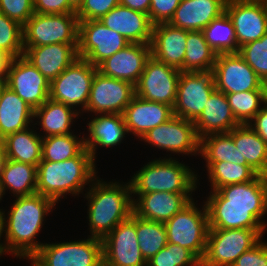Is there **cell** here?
I'll list each match as a JSON object with an SVG mask.
<instances>
[{"label":"cell","mask_w":267,"mask_h":266,"mask_svg":"<svg viewBox=\"0 0 267 266\" xmlns=\"http://www.w3.org/2000/svg\"><path fill=\"white\" fill-rule=\"evenodd\" d=\"M216 57L202 31H187L183 72L212 71Z\"/></svg>","instance_id":"cell-35"},{"label":"cell","mask_w":267,"mask_h":266,"mask_svg":"<svg viewBox=\"0 0 267 266\" xmlns=\"http://www.w3.org/2000/svg\"><path fill=\"white\" fill-rule=\"evenodd\" d=\"M95 171V160L86 148L62 162L41 161L37 165L36 192L58 203L67 193L83 192L84 186L96 178Z\"/></svg>","instance_id":"cell-3"},{"label":"cell","mask_w":267,"mask_h":266,"mask_svg":"<svg viewBox=\"0 0 267 266\" xmlns=\"http://www.w3.org/2000/svg\"><path fill=\"white\" fill-rule=\"evenodd\" d=\"M236 120L248 124L267 102V91H245L225 94ZM262 103V104H261Z\"/></svg>","instance_id":"cell-41"},{"label":"cell","mask_w":267,"mask_h":266,"mask_svg":"<svg viewBox=\"0 0 267 266\" xmlns=\"http://www.w3.org/2000/svg\"><path fill=\"white\" fill-rule=\"evenodd\" d=\"M69 0H34V13L67 14L76 13Z\"/></svg>","instance_id":"cell-49"},{"label":"cell","mask_w":267,"mask_h":266,"mask_svg":"<svg viewBox=\"0 0 267 266\" xmlns=\"http://www.w3.org/2000/svg\"><path fill=\"white\" fill-rule=\"evenodd\" d=\"M233 141L240 153V165H249L267 176V143L248 124L233 128Z\"/></svg>","instance_id":"cell-30"},{"label":"cell","mask_w":267,"mask_h":266,"mask_svg":"<svg viewBox=\"0 0 267 266\" xmlns=\"http://www.w3.org/2000/svg\"><path fill=\"white\" fill-rule=\"evenodd\" d=\"M202 32L216 54L239 52L235 29L226 12L213 19Z\"/></svg>","instance_id":"cell-37"},{"label":"cell","mask_w":267,"mask_h":266,"mask_svg":"<svg viewBox=\"0 0 267 266\" xmlns=\"http://www.w3.org/2000/svg\"><path fill=\"white\" fill-rule=\"evenodd\" d=\"M128 133L143 138L152 128L167 122L173 108L167 104L147 101L134 95L122 113Z\"/></svg>","instance_id":"cell-22"},{"label":"cell","mask_w":267,"mask_h":266,"mask_svg":"<svg viewBox=\"0 0 267 266\" xmlns=\"http://www.w3.org/2000/svg\"><path fill=\"white\" fill-rule=\"evenodd\" d=\"M103 266H147L136 233V215L119 223L102 239Z\"/></svg>","instance_id":"cell-13"},{"label":"cell","mask_w":267,"mask_h":266,"mask_svg":"<svg viewBox=\"0 0 267 266\" xmlns=\"http://www.w3.org/2000/svg\"><path fill=\"white\" fill-rule=\"evenodd\" d=\"M34 110L8 86L0 93V140L31 126ZM33 119V120H32Z\"/></svg>","instance_id":"cell-29"},{"label":"cell","mask_w":267,"mask_h":266,"mask_svg":"<svg viewBox=\"0 0 267 266\" xmlns=\"http://www.w3.org/2000/svg\"><path fill=\"white\" fill-rule=\"evenodd\" d=\"M89 137H84L85 148L95 160L97 146L112 147L121 143L128 134L122 114H98L87 123Z\"/></svg>","instance_id":"cell-28"},{"label":"cell","mask_w":267,"mask_h":266,"mask_svg":"<svg viewBox=\"0 0 267 266\" xmlns=\"http://www.w3.org/2000/svg\"><path fill=\"white\" fill-rule=\"evenodd\" d=\"M130 42L99 20L79 21L78 57L98 66Z\"/></svg>","instance_id":"cell-11"},{"label":"cell","mask_w":267,"mask_h":266,"mask_svg":"<svg viewBox=\"0 0 267 266\" xmlns=\"http://www.w3.org/2000/svg\"><path fill=\"white\" fill-rule=\"evenodd\" d=\"M263 3H264V6H265V9L267 11V0H263Z\"/></svg>","instance_id":"cell-60"},{"label":"cell","mask_w":267,"mask_h":266,"mask_svg":"<svg viewBox=\"0 0 267 266\" xmlns=\"http://www.w3.org/2000/svg\"><path fill=\"white\" fill-rule=\"evenodd\" d=\"M0 179L5 192L10 189L16 197L37 193V167L32 164L5 159Z\"/></svg>","instance_id":"cell-34"},{"label":"cell","mask_w":267,"mask_h":266,"mask_svg":"<svg viewBox=\"0 0 267 266\" xmlns=\"http://www.w3.org/2000/svg\"><path fill=\"white\" fill-rule=\"evenodd\" d=\"M226 0H181L172 26L186 31H202L213 19L225 12Z\"/></svg>","instance_id":"cell-26"},{"label":"cell","mask_w":267,"mask_h":266,"mask_svg":"<svg viewBox=\"0 0 267 266\" xmlns=\"http://www.w3.org/2000/svg\"><path fill=\"white\" fill-rule=\"evenodd\" d=\"M79 20L76 13H34L23 25V47L56 43L78 44Z\"/></svg>","instance_id":"cell-7"},{"label":"cell","mask_w":267,"mask_h":266,"mask_svg":"<svg viewBox=\"0 0 267 266\" xmlns=\"http://www.w3.org/2000/svg\"><path fill=\"white\" fill-rule=\"evenodd\" d=\"M22 258L31 260V265L32 266H45L43 263H41L35 256H22Z\"/></svg>","instance_id":"cell-55"},{"label":"cell","mask_w":267,"mask_h":266,"mask_svg":"<svg viewBox=\"0 0 267 266\" xmlns=\"http://www.w3.org/2000/svg\"><path fill=\"white\" fill-rule=\"evenodd\" d=\"M195 204L191 200L164 226L167 242L187 248L201 261L206 250L209 221L206 205L200 210Z\"/></svg>","instance_id":"cell-5"},{"label":"cell","mask_w":267,"mask_h":266,"mask_svg":"<svg viewBox=\"0 0 267 266\" xmlns=\"http://www.w3.org/2000/svg\"><path fill=\"white\" fill-rule=\"evenodd\" d=\"M3 195H5V190H4V187H3L1 179H0V200H2ZM1 210L2 209H0V211Z\"/></svg>","instance_id":"cell-58"},{"label":"cell","mask_w":267,"mask_h":266,"mask_svg":"<svg viewBox=\"0 0 267 266\" xmlns=\"http://www.w3.org/2000/svg\"><path fill=\"white\" fill-rule=\"evenodd\" d=\"M225 12L233 23L239 48L266 34L267 11L263 1L226 2Z\"/></svg>","instance_id":"cell-19"},{"label":"cell","mask_w":267,"mask_h":266,"mask_svg":"<svg viewBox=\"0 0 267 266\" xmlns=\"http://www.w3.org/2000/svg\"><path fill=\"white\" fill-rule=\"evenodd\" d=\"M5 155H4V147H3V142L2 140H0V175H1V170H2V166L3 163L5 161Z\"/></svg>","instance_id":"cell-54"},{"label":"cell","mask_w":267,"mask_h":266,"mask_svg":"<svg viewBox=\"0 0 267 266\" xmlns=\"http://www.w3.org/2000/svg\"><path fill=\"white\" fill-rule=\"evenodd\" d=\"M141 140L173 154H199L200 139L194 122L182 117L173 116L167 122L152 128Z\"/></svg>","instance_id":"cell-16"},{"label":"cell","mask_w":267,"mask_h":266,"mask_svg":"<svg viewBox=\"0 0 267 266\" xmlns=\"http://www.w3.org/2000/svg\"><path fill=\"white\" fill-rule=\"evenodd\" d=\"M211 191L229 185L254 180L259 174L249 165H238L230 162H206Z\"/></svg>","instance_id":"cell-38"},{"label":"cell","mask_w":267,"mask_h":266,"mask_svg":"<svg viewBox=\"0 0 267 266\" xmlns=\"http://www.w3.org/2000/svg\"><path fill=\"white\" fill-rule=\"evenodd\" d=\"M99 21L109 29L121 34L130 43L150 44L153 24L149 15L118 5Z\"/></svg>","instance_id":"cell-23"},{"label":"cell","mask_w":267,"mask_h":266,"mask_svg":"<svg viewBox=\"0 0 267 266\" xmlns=\"http://www.w3.org/2000/svg\"><path fill=\"white\" fill-rule=\"evenodd\" d=\"M23 48V57L49 82L79 58L78 44L56 43Z\"/></svg>","instance_id":"cell-21"},{"label":"cell","mask_w":267,"mask_h":266,"mask_svg":"<svg viewBox=\"0 0 267 266\" xmlns=\"http://www.w3.org/2000/svg\"><path fill=\"white\" fill-rule=\"evenodd\" d=\"M212 72L216 90L224 94L267 91V84L238 52L217 54Z\"/></svg>","instance_id":"cell-10"},{"label":"cell","mask_w":267,"mask_h":266,"mask_svg":"<svg viewBox=\"0 0 267 266\" xmlns=\"http://www.w3.org/2000/svg\"><path fill=\"white\" fill-rule=\"evenodd\" d=\"M266 229H209L201 266H232L255 246Z\"/></svg>","instance_id":"cell-6"},{"label":"cell","mask_w":267,"mask_h":266,"mask_svg":"<svg viewBox=\"0 0 267 266\" xmlns=\"http://www.w3.org/2000/svg\"><path fill=\"white\" fill-rule=\"evenodd\" d=\"M11 57L0 50V77H6Z\"/></svg>","instance_id":"cell-52"},{"label":"cell","mask_w":267,"mask_h":266,"mask_svg":"<svg viewBox=\"0 0 267 266\" xmlns=\"http://www.w3.org/2000/svg\"><path fill=\"white\" fill-rule=\"evenodd\" d=\"M119 4L120 0H84L76 15L79 21L99 20Z\"/></svg>","instance_id":"cell-46"},{"label":"cell","mask_w":267,"mask_h":266,"mask_svg":"<svg viewBox=\"0 0 267 266\" xmlns=\"http://www.w3.org/2000/svg\"><path fill=\"white\" fill-rule=\"evenodd\" d=\"M174 158L154 159L137 171L129 181L131 193L139 197L152 192L192 193L197 174Z\"/></svg>","instance_id":"cell-4"},{"label":"cell","mask_w":267,"mask_h":266,"mask_svg":"<svg viewBox=\"0 0 267 266\" xmlns=\"http://www.w3.org/2000/svg\"><path fill=\"white\" fill-rule=\"evenodd\" d=\"M6 86L33 110L49 99L50 82L23 56L11 59Z\"/></svg>","instance_id":"cell-18"},{"label":"cell","mask_w":267,"mask_h":266,"mask_svg":"<svg viewBox=\"0 0 267 266\" xmlns=\"http://www.w3.org/2000/svg\"><path fill=\"white\" fill-rule=\"evenodd\" d=\"M239 124L226 95L217 90L211 94L203 112L194 121L199 139L211 134L228 133Z\"/></svg>","instance_id":"cell-27"},{"label":"cell","mask_w":267,"mask_h":266,"mask_svg":"<svg viewBox=\"0 0 267 266\" xmlns=\"http://www.w3.org/2000/svg\"><path fill=\"white\" fill-rule=\"evenodd\" d=\"M0 50L12 59L23 56V26L0 12Z\"/></svg>","instance_id":"cell-42"},{"label":"cell","mask_w":267,"mask_h":266,"mask_svg":"<svg viewBox=\"0 0 267 266\" xmlns=\"http://www.w3.org/2000/svg\"><path fill=\"white\" fill-rule=\"evenodd\" d=\"M181 71L150 57L135 87V95L174 107Z\"/></svg>","instance_id":"cell-15"},{"label":"cell","mask_w":267,"mask_h":266,"mask_svg":"<svg viewBox=\"0 0 267 266\" xmlns=\"http://www.w3.org/2000/svg\"><path fill=\"white\" fill-rule=\"evenodd\" d=\"M6 159L37 165L42 160V135L26 128L2 140Z\"/></svg>","instance_id":"cell-31"},{"label":"cell","mask_w":267,"mask_h":266,"mask_svg":"<svg viewBox=\"0 0 267 266\" xmlns=\"http://www.w3.org/2000/svg\"><path fill=\"white\" fill-rule=\"evenodd\" d=\"M5 211H0V240H1V236L3 235V233H5ZM4 231V232H3ZM8 253V245L6 243V241H4L3 243H0V256L4 253Z\"/></svg>","instance_id":"cell-53"},{"label":"cell","mask_w":267,"mask_h":266,"mask_svg":"<svg viewBox=\"0 0 267 266\" xmlns=\"http://www.w3.org/2000/svg\"><path fill=\"white\" fill-rule=\"evenodd\" d=\"M85 149L84 136L76 134L42 137V160L62 162L78 156Z\"/></svg>","instance_id":"cell-39"},{"label":"cell","mask_w":267,"mask_h":266,"mask_svg":"<svg viewBox=\"0 0 267 266\" xmlns=\"http://www.w3.org/2000/svg\"><path fill=\"white\" fill-rule=\"evenodd\" d=\"M97 66L83 58L76 59L59 76L50 82L49 98L70 107H82L85 111L91 83Z\"/></svg>","instance_id":"cell-8"},{"label":"cell","mask_w":267,"mask_h":266,"mask_svg":"<svg viewBox=\"0 0 267 266\" xmlns=\"http://www.w3.org/2000/svg\"><path fill=\"white\" fill-rule=\"evenodd\" d=\"M6 86V77H0V93L1 90Z\"/></svg>","instance_id":"cell-57"},{"label":"cell","mask_w":267,"mask_h":266,"mask_svg":"<svg viewBox=\"0 0 267 266\" xmlns=\"http://www.w3.org/2000/svg\"><path fill=\"white\" fill-rule=\"evenodd\" d=\"M135 95L133 84L110 78L96 72L92 83L86 111L97 114H122Z\"/></svg>","instance_id":"cell-17"},{"label":"cell","mask_w":267,"mask_h":266,"mask_svg":"<svg viewBox=\"0 0 267 266\" xmlns=\"http://www.w3.org/2000/svg\"><path fill=\"white\" fill-rule=\"evenodd\" d=\"M227 2L231 1H244V2H251V1H263V0H226Z\"/></svg>","instance_id":"cell-59"},{"label":"cell","mask_w":267,"mask_h":266,"mask_svg":"<svg viewBox=\"0 0 267 266\" xmlns=\"http://www.w3.org/2000/svg\"><path fill=\"white\" fill-rule=\"evenodd\" d=\"M199 154L206 162H230L240 165V153L233 141V129L228 133L200 138Z\"/></svg>","instance_id":"cell-36"},{"label":"cell","mask_w":267,"mask_h":266,"mask_svg":"<svg viewBox=\"0 0 267 266\" xmlns=\"http://www.w3.org/2000/svg\"><path fill=\"white\" fill-rule=\"evenodd\" d=\"M0 12L23 26L34 14V0H0Z\"/></svg>","instance_id":"cell-45"},{"label":"cell","mask_w":267,"mask_h":266,"mask_svg":"<svg viewBox=\"0 0 267 266\" xmlns=\"http://www.w3.org/2000/svg\"><path fill=\"white\" fill-rule=\"evenodd\" d=\"M150 57V44L130 43L102 61L97 69L106 77L127 81L135 86Z\"/></svg>","instance_id":"cell-20"},{"label":"cell","mask_w":267,"mask_h":266,"mask_svg":"<svg viewBox=\"0 0 267 266\" xmlns=\"http://www.w3.org/2000/svg\"><path fill=\"white\" fill-rule=\"evenodd\" d=\"M69 2L76 10H78L83 4L84 0H69Z\"/></svg>","instance_id":"cell-56"},{"label":"cell","mask_w":267,"mask_h":266,"mask_svg":"<svg viewBox=\"0 0 267 266\" xmlns=\"http://www.w3.org/2000/svg\"><path fill=\"white\" fill-rule=\"evenodd\" d=\"M45 266H103L102 240L88 239L43 244L34 255Z\"/></svg>","instance_id":"cell-9"},{"label":"cell","mask_w":267,"mask_h":266,"mask_svg":"<svg viewBox=\"0 0 267 266\" xmlns=\"http://www.w3.org/2000/svg\"><path fill=\"white\" fill-rule=\"evenodd\" d=\"M248 125L267 143V102Z\"/></svg>","instance_id":"cell-50"},{"label":"cell","mask_w":267,"mask_h":266,"mask_svg":"<svg viewBox=\"0 0 267 266\" xmlns=\"http://www.w3.org/2000/svg\"><path fill=\"white\" fill-rule=\"evenodd\" d=\"M209 229H266L254 215L253 207L206 206Z\"/></svg>","instance_id":"cell-33"},{"label":"cell","mask_w":267,"mask_h":266,"mask_svg":"<svg viewBox=\"0 0 267 266\" xmlns=\"http://www.w3.org/2000/svg\"><path fill=\"white\" fill-rule=\"evenodd\" d=\"M81 111H77L64 103L48 99L42 106L34 109V117L39 118L37 121L41 125V129L45 132L44 136L53 135H69L73 119L78 117Z\"/></svg>","instance_id":"cell-32"},{"label":"cell","mask_w":267,"mask_h":266,"mask_svg":"<svg viewBox=\"0 0 267 266\" xmlns=\"http://www.w3.org/2000/svg\"><path fill=\"white\" fill-rule=\"evenodd\" d=\"M191 194L171 192L141 194L137 199L133 197V213L144 220L165 223L193 200Z\"/></svg>","instance_id":"cell-25"},{"label":"cell","mask_w":267,"mask_h":266,"mask_svg":"<svg viewBox=\"0 0 267 266\" xmlns=\"http://www.w3.org/2000/svg\"><path fill=\"white\" fill-rule=\"evenodd\" d=\"M16 198L8 211V218L5 216V241L9 253L20 259L22 256H34L44 244L36 241L35 237L56 202L38 193Z\"/></svg>","instance_id":"cell-1"},{"label":"cell","mask_w":267,"mask_h":266,"mask_svg":"<svg viewBox=\"0 0 267 266\" xmlns=\"http://www.w3.org/2000/svg\"><path fill=\"white\" fill-rule=\"evenodd\" d=\"M95 181V182H94ZM100 181L95 178L85 194L89 203L88 219L89 236L103 239L119 223L127 220L133 214V198L129 182Z\"/></svg>","instance_id":"cell-2"},{"label":"cell","mask_w":267,"mask_h":266,"mask_svg":"<svg viewBox=\"0 0 267 266\" xmlns=\"http://www.w3.org/2000/svg\"><path fill=\"white\" fill-rule=\"evenodd\" d=\"M187 31L170 23L153 25L150 42L151 56L159 62L183 72Z\"/></svg>","instance_id":"cell-24"},{"label":"cell","mask_w":267,"mask_h":266,"mask_svg":"<svg viewBox=\"0 0 267 266\" xmlns=\"http://www.w3.org/2000/svg\"><path fill=\"white\" fill-rule=\"evenodd\" d=\"M136 233L141 254L146 262L167 244L163 222L144 220L136 216Z\"/></svg>","instance_id":"cell-40"},{"label":"cell","mask_w":267,"mask_h":266,"mask_svg":"<svg viewBox=\"0 0 267 266\" xmlns=\"http://www.w3.org/2000/svg\"><path fill=\"white\" fill-rule=\"evenodd\" d=\"M181 0H151L149 18L153 25L169 23Z\"/></svg>","instance_id":"cell-47"},{"label":"cell","mask_w":267,"mask_h":266,"mask_svg":"<svg viewBox=\"0 0 267 266\" xmlns=\"http://www.w3.org/2000/svg\"><path fill=\"white\" fill-rule=\"evenodd\" d=\"M120 5L148 15L151 0H120Z\"/></svg>","instance_id":"cell-51"},{"label":"cell","mask_w":267,"mask_h":266,"mask_svg":"<svg viewBox=\"0 0 267 266\" xmlns=\"http://www.w3.org/2000/svg\"><path fill=\"white\" fill-rule=\"evenodd\" d=\"M238 53L267 84V32L259 40L241 46Z\"/></svg>","instance_id":"cell-44"},{"label":"cell","mask_w":267,"mask_h":266,"mask_svg":"<svg viewBox=\"0 0 267 266\" xmlns=\"http://www.w3.org/2000/svg\"><path fill=\"white\" fill-rule=\"evenodd\" d=\"M232 266H267V242L260 240L251 249L242 253Z\"/></svg>","instance_id":"cell-48"},{"label":"cell","mask_w":267,"mask_h":266,"mask_svg":"<svg viewBox=\"0 0 267 266\" xmlns=\"http://www.w3.org/2000/svg\"><path fill=\"white\" fill-rule=\"evenodd\" d=\"M147 266H201V261L187 248L167 242Z\"/></svg>","instance_id":"cell-43"},{"label":"cell","mask_w":267,"mask_h":266,"mask_svg":"<svg viewBox=\"0 0 267 266\" xmlns=\"http://www.w3.org/2000/svg\"><path fill=\"white\" fill-rule=\"evenodd\" d=\"M205 205L253 207V215L266 227L262 218L267 212V176L258 175L252 181L211 191Z\"/></svg>","instance_id":"cell-14"},{"label":"cell","mask_w":267,"mask_h":266,"mask_svg":"<svg viewBox=\"0 0 267 266\" xmlns=\"http://www.w3.org/2000/svg\"><path fill=\"white\" fill-rule=\"evenodd\" d=\"M215 90L212 71L181 72L173 115L194 122Z\"/></svg>","instance_id":"cell-12"}]
</instances>
